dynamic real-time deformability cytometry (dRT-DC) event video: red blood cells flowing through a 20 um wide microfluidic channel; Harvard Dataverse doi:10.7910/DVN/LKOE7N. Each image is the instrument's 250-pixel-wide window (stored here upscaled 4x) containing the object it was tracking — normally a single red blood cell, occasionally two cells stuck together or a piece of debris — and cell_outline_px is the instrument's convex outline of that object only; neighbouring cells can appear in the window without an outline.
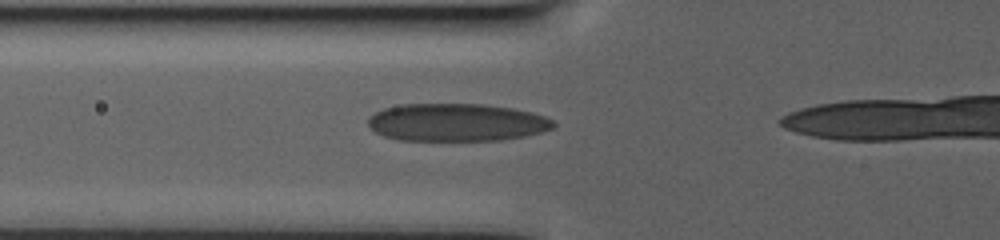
{"species": "human", "species_latin": "Homo sapiens", "temperature_condition": "warm", "stored_images_in_passage": 33, "camera_frame_rate_fps": 3000, "um_per_image_px": 0.085, "donor": {"sex": "male"}, "frame": {"image": 1, "passage_image": 12, "time_ms": 10.0, "image_size_px": [1000, 240], "cell_outline_px": [[556, 124], [552, 128], [540, 132], [524, 136], [500, 140], [400, 140], [384, 136], [376, 132], [368, 124], [368, 116], [384, 108], [404, 104], [484, 104], [512, 108], [532, 112], [544, 116], [552, 120]], "centroid_in_image_um": [38.81, 10.4], "position_along_channel_um": 87.0, "area_um2": 40.63}}
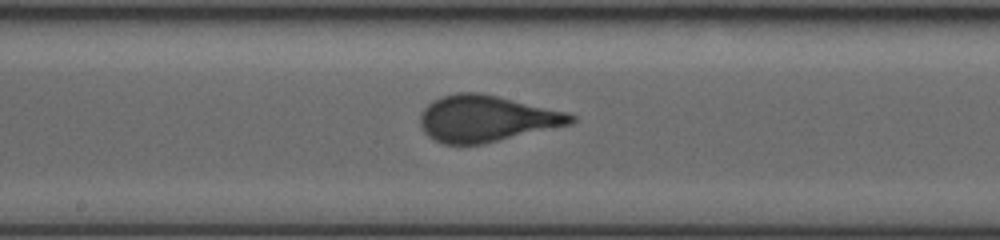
{"frame": {"image": 2, "passage_image": 19, "time_ms": 16.667, "image_size_px": [1000, 240], "cell_outline_px": [[576, 120], [572, 124], [484, 144], [444, 144], [428, 136], [424, 132], [420, 124], [420, 112], [432, 100], [440, 96], [456, 92], [480, 92], [568, 112], [576, 116]], "centroid_in_image_um": [41.34, 10.07], "position_along_channel_um": 206.9, "area_um2": 40.98}}
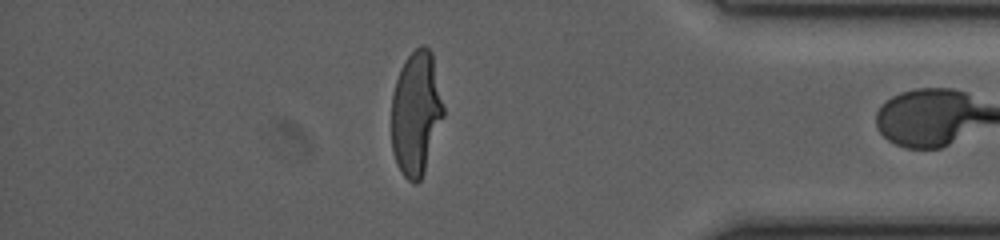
{"frame": {"image": 3, "passage_image": 32, "time_ms": 28.667, "image_size_px": [1000, 240], "cell_outline_px": [[444, 116], [424, 172], [420, 180], [416, 184], [412, 184], [404, 176], [396, 164], [392, 152], [392, 92], [400, 68], [404, 60], [420, 44], [424, 44], [432, 52], [444, 108]], "centroid_in_image_um": [35.36, 9.62], "position_along_channel_um": 399.8, "area_um2": 37.8}}